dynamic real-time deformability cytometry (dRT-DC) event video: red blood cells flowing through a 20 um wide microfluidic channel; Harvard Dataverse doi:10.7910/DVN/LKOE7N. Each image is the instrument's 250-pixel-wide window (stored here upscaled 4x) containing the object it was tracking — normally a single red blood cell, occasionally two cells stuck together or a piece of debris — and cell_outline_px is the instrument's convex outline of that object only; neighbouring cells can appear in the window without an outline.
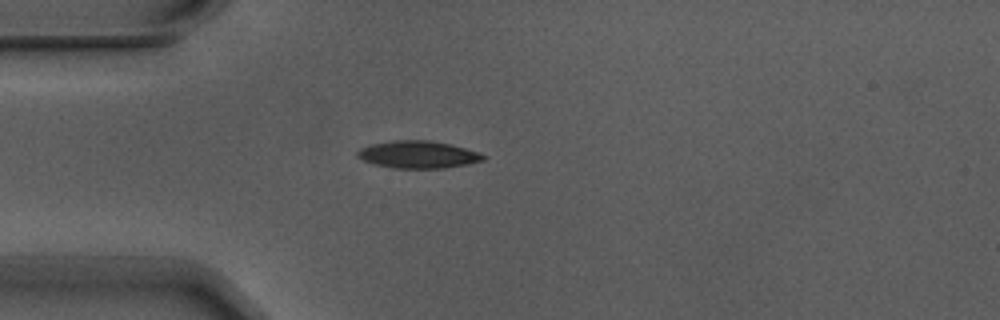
{"species": "Egyptian fruit bat (a non-hibernating species)", "species_latin": "Rousettus aegyptiacus", "temperature_condition": "warm", "stored_images_in_passage": 2, "camera_frame_rate_fps": 3000, "um_per_image_px": 0.085, "animal": {"sex": "male"}, "frame": {"image": 1, "passage_image": 1, "time_ms": 0.0, "image_size_px": [1000, 320], "cell_outline_px": [[488, 156], [484, 160], [468, 164], [444, 168], [392, 168], [376, 164], [364, 160], [356, 156], [356, 152], [360, 148], [372, 144], [392, 140], [428, 140], [452, 144], [480, 152]], "centroid_in_image_um": [35.58, 13.13], "position_along_channel_um": 49.4, "area_um2": 20.17}}